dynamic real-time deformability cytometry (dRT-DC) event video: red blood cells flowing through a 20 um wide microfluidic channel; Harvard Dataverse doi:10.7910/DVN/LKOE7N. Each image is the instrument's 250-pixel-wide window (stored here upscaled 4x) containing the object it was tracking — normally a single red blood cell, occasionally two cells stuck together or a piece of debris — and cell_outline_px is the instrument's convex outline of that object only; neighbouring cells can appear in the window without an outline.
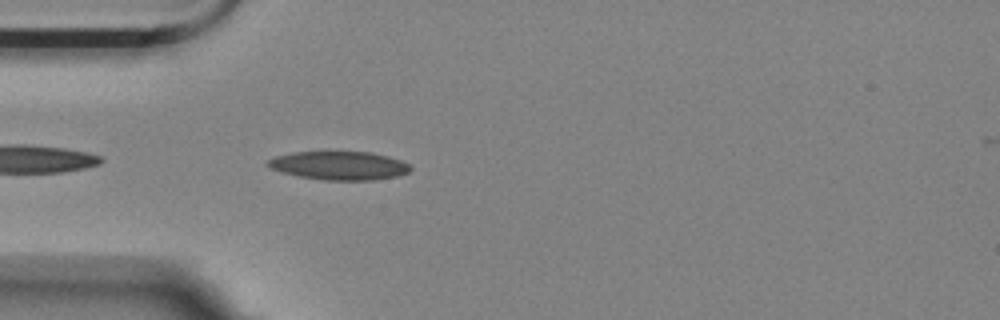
{"species": "Egyptian fruit bat (a non-hibernating species)", "species_latin": "Rousettus aegyptiacus", "temperature_condition": "room temperature", "stored_images_in_passage": 6, "camera_frame_rate_fps": 3000, "um_per_image_px": 0.085, "animal": {"sex": "female"}, "frame": {"image": 1, "passage_image": 5, "time_ms": 4.667, "image_size_px": [1000, 320], "cell_outline_px": [[412, 168], [408, 172], [396, 176], [372, 180], [324, 180], [300, 176], [284, 172], [272, 168], [264, 164], [268, 160], [276, 156], [292, 152], [336, 148], [372, 152], [388, 156], [400, 160], [408, 164]], "centroid_in_image_um": [28.81, 14.01], "position_along_channel_um": 56.2, "area_um2": 24.62}}